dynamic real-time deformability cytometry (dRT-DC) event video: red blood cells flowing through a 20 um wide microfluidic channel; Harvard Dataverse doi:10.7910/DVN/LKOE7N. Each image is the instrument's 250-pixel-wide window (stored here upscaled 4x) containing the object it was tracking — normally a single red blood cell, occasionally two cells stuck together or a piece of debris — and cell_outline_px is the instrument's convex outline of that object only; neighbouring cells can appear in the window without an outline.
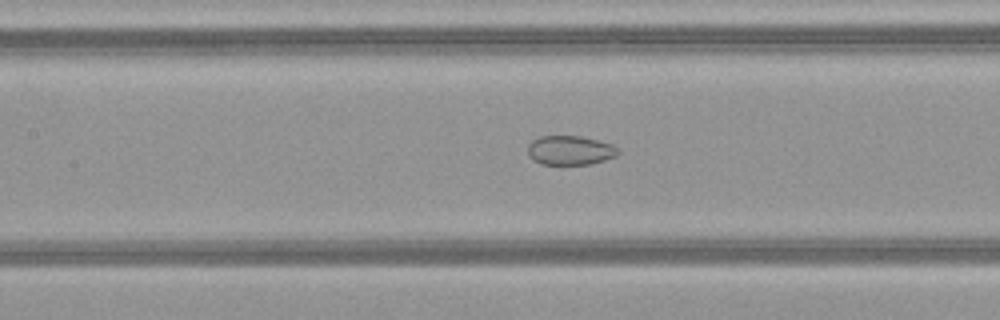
{"species": "common noctule bat (a hibernating species)", "species_latin": "Nyctalus noctula", "temperature_condition": "warm", "stored_images_in_passage": 49, "camera_frame_rate_fps": 3000, "um_per_image_px": 0.085, "animal": {"sex": "female", "body_mass_g": 21.9}, "frame": {"image": 1, "passage_image": 23, "time_ms": 7.333, "image_size_px": [1000, 320], "cell_outline_px": [[620, 152], [616, 156], [592, 164], [540, 164], [532, 160], [528, 156], [528, 144], [532, 140], [540, 136], [580, 136], [612, 144]], "centroid_in_image_um": [48.42, 12.78], "position_along_channel_um": 159.0, "area_um2": 15.43}}
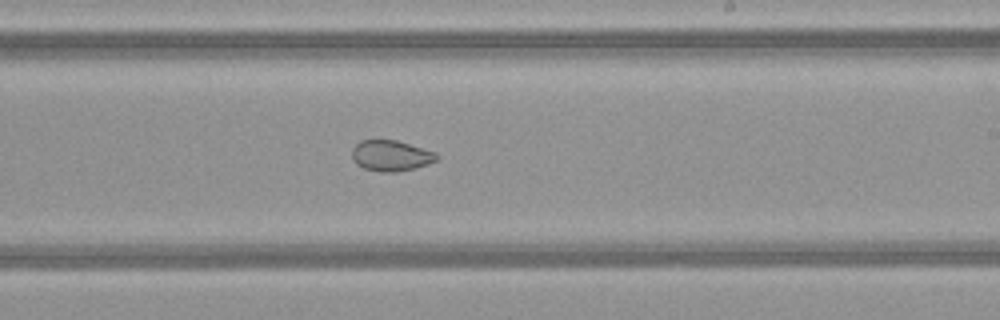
{"frame": {"image": 2, "passage_image": 30, "time_ms": 9.667, "image_size_px": [1000, 320], "cell_outline_px": [[440, 156], [436, 160], [428, 164], [416, 168], [396, 172], [380, 172], [364, 168], [356, 164], [352, 160], [352, 148], [360, 140], [396, 140], [436, 152]], "centroid_in_image_um": [33.22, 13.24], "position_along_channel_um": 255.8, "area_um2": 15.32}}
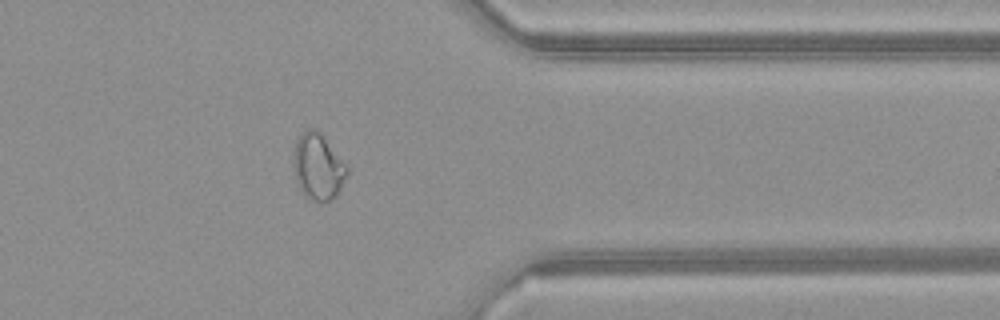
{"frame": {"image": 3, "passage_image": 40, "time_ms": 13.0, "image_size_px": [1000, 320], "cell_outline_px": [[348, 172], [336, 196], [320, 204], [304, 196], [296, 184], [292, 164], [292, 152], [296, 140], [308, 128], [316, 128], [324, 136], [348, 168]], "centroid_in_image_um": [26.98, 14.18], "position_along_channel_um": 384.4, "area_um2": 20.98}, "authors_computed_cell_mechanics": {"area_um2": 22.3108, "velocity_mm_per_s": 4.1618, "shape_relaxation_time_tau1_ms": null, "shape_relaxation_time_tau2_ms": 1.742, "deformation_change_tau1": null, "deformation_change_tau2": 0.0627}}